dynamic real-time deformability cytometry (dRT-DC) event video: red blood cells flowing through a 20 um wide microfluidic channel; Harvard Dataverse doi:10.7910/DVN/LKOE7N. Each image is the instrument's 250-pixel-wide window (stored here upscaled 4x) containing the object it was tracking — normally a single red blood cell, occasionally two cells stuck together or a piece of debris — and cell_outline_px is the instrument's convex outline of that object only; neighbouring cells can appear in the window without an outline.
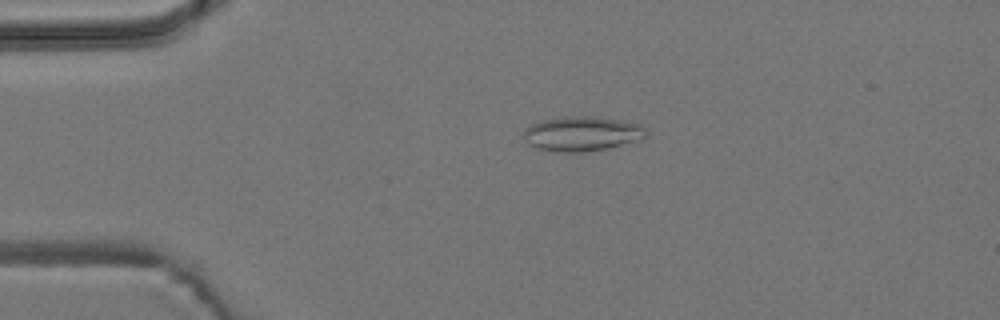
{"species": "common noctule bat (a hibernating species)", "species_latin": "Nyctalus noctula", "temperature_condition": "room temperature", "stored_images_in_passage": 54, "camera_frame_rate_fps": 3000, "um_per_image_px": 0.085, "animal": {"sex": "male", "body_mass_g": 19.2, "forearm_length_mm": 51.8}, "frame": {"image": 1, "passage_image": 12, "time_ms": 3.667, "image_size_px": [1000, 320], "cell_outline_px": [[648, 132], [640, 140], [588, 152], [560, 152], [536, 148], [528, 144], [524, 140], [524, 132], [532, 124], [540, 120], [576, 116], [592, 116], [620, 120], [640, 124]], "centroid_in_image_um": [49.47, 11.37], "position_along_channel_um": 35.5, "area_um2": 24.57}}
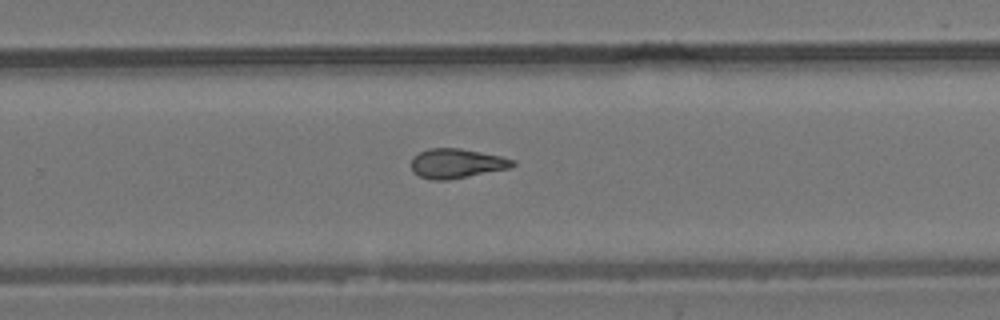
{"frame": {"image": 2, "passage_image": 35, "time_ms": 11.333, "image_size_px": [1000, 320], "cell_outline_px": [[516, 164], [508, 168], [448, 180], [432, 180], [420, 176], [412, 172], [412, 156], [428, 148], [460, 148], [500, 156], [516, 160]], "centroid_in_image_um": [38.78, 13.88], "position_along_channel_um": 291.0, "area_um2": 17.34}}
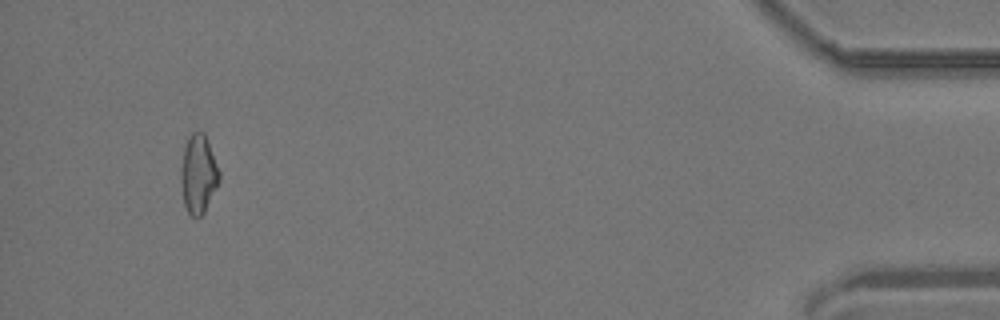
{"frame": {"image": 3, "passage_image": 51, "time_ms": 16.667, "image_size_px": [1000, 320], "cell_outline_px": [[220, 180], [204, 212], [200, 216], [192, 216], [188, 212], [184, 204], [180, 180], [180, 172], [184, 148], [192, 132], [204, 132], [220, 172]], "centroid_in_image_um": [16.86, 14.8], "position_along_channel_um": 418.3, "area_um2": 17.34}, "authors_computed_cell_mechanics": {"area_um2": 17.9469, "velocity_mm_per_s": 3.8242, "shape_relaxation_time_tau1_ms": null, "shape_relaxation_time_tau2_ms": 3.1166, "deformation_change_tau1": null, "deformation_change_tau2": 0.1218}}